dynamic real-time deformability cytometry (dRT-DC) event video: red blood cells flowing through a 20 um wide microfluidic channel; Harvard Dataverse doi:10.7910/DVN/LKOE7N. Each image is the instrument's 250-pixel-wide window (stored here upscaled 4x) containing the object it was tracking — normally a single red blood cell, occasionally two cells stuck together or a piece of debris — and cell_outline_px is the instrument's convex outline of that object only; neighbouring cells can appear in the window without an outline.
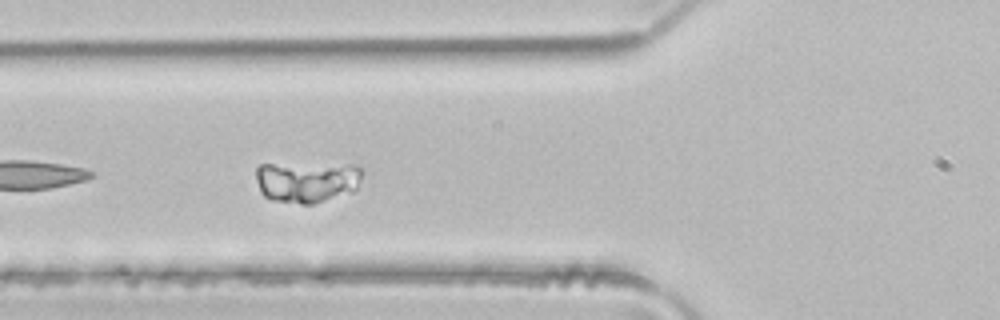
{"species": "common noctule bat (a hibernating species)", "species_latin": "Nyctalus noctula", "temperature_condition": "room temperature", "stored_images_in_passage": 33, "camera_frame_rate_fps": 3000, "um_per_image_px": 0.085, "animal": {"sex": "male", "body_mass_g": 21.5, "forearm_length_mm": 52.0}, "frame": {"image": 1, "passage_image": 14, "time_ms": 4.333, "image_size_px": [1000, 320], "cell_outline_px": [[364, 168], [360, 180], [356, 188], [352, 192], [312, 204], [300, 204], [272, 200], [264, 196], [260, 192], [256, 180], [256, 168], [260, 164], [356, 164]], "centroid_in_image_um": [26.1, 15.43], "position_along_channel_um": 99.7, "area_um2": 25.89}}
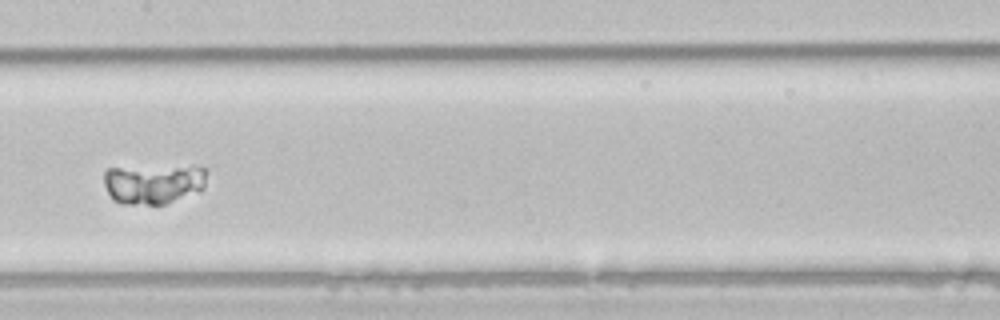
{"frame": {"image": 2, "passage_image": 21, "time_ms": 6.667, "image_size_px": [1000, 320], "cell_outline_px": [[208, 172], [204, 188], [164, 204], [120, 204], [112, 200], [104, 184], [104, 172], [108, 168], [204, 168]], "centroid_in_image_um": [12.98, 15.66], "position_along_channel_um": 194.4, "area_um2": 23.12}}
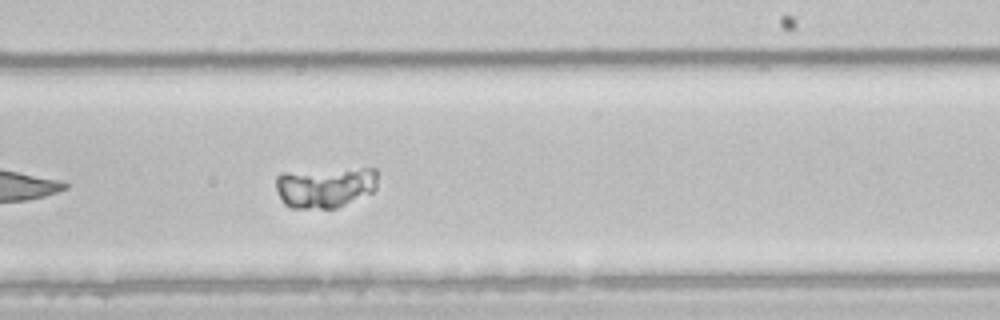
{"frame": {"image": 3, "passage_image": 26, "time_ms": 8.333, "image_size_px": [1000, 320], "cell_outline_px": [[376, 188], [372, 192], [336, 208], [292, 208], [284, 204], [276, 188], [276, 176], [280, 172], [360, 168], [376, 168]], "centroid_in_image_um": [27.61, 15.9], "position_along_channel_um": 261.4, "area_um2": 24.16}}